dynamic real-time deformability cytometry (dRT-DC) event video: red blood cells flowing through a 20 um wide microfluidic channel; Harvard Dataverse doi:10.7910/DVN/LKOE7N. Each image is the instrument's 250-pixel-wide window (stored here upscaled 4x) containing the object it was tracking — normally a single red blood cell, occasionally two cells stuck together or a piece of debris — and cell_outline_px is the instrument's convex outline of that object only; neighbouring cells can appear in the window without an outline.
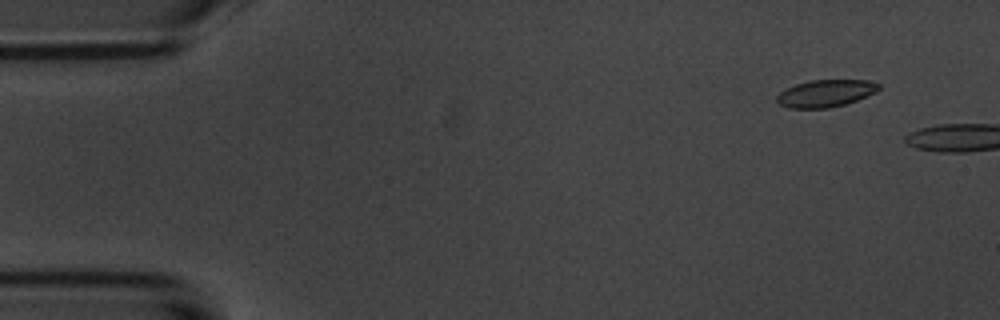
{"species": "common noctule bat (a hibernating species)", "species_latin": "Nyctalus noctula", "temperature_condition": "room temperature", "stored_images_in_passage": 14, "camera_frame_rate_fps": 3000, "um_per_image_px": 0.085, "animal": {"sex": "male", "body_mass_g": 20.1, "forearm_length_mm": 53.5}, "frame": {"image": 1, "passage_image": 5, "time_ms": 1.333, "image_size_px": [1000, 320], "cell_outline_px": [[880, 88], [876, 92], [856, 100], [844, 104], [828, 108], [788, 108], [780, 104], [776, 100], [776, 96], [780, 92], [796, 84], [812, 80], [868, 80], [880, 84]], "centroid_in_image_um": [70.18, 7.93], "position_along_channel_um": 14.8, "area_um2": 16.01}}